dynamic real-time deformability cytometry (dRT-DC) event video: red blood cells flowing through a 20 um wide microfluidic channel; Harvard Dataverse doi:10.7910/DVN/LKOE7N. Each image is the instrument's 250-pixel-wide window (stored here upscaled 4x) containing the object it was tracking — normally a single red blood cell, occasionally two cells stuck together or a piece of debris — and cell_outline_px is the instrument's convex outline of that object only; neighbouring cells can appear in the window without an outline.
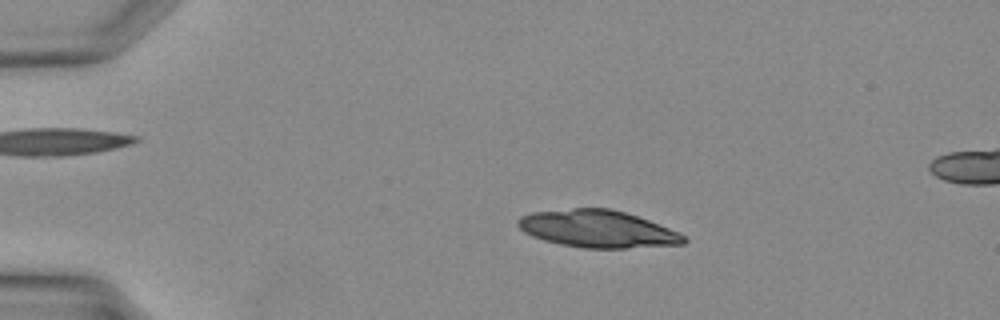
{"species": "Egyptian fruit bat (a non-hibernating species)", "species_latin": "Rousettus aegyptiacus", "temperature_condition": "warm", "stored_images_in_passage": 28, "camera_frame_rate_fps": 3000, "um_per_image_px": 0.085, "animal": {"sex": "female"}, "frame": {"image": 1, "passage_image": 8, "time_ms": 2.333, "image_size_px": [1000, 320], "cell_outline_px": [[688, 240], [684, 244], [628, 248], [584, 248], [560, 244], [544, 240], [532, 236], [524, 232], [516, 224], [516, 220], [520, 216], [532, 212], [572, 208], [608, 208], [624, 212], [648, 220], [668, 228], [684, 236]], "centroid_in_image_um": [50.75, 19.46], "position_along_channel_um": 34.2, "area_um2": 35.89}}